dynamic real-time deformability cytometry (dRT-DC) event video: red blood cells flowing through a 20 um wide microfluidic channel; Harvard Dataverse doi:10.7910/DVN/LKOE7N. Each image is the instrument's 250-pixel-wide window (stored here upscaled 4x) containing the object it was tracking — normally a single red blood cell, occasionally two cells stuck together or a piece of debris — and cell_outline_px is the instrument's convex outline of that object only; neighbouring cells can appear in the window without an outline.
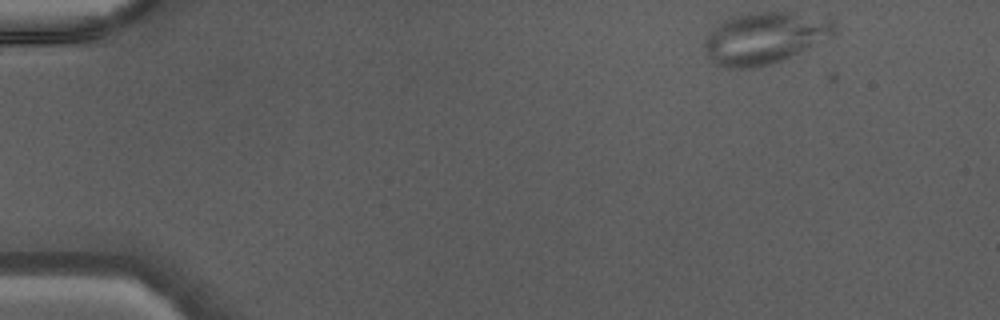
{"species": "Egyptian fruit bat (a non-hibernating species)", "species_latin": "Rousettus aegyptiacus", "temperature_condition": "warm", "stored_images_in_passage": 41, "camera_frame_rate_fps": 3000, "um_per_image_px": 0.085, "animal": {"sex": "male"}, "frame": {"image": 1, "passage_image": 1, "time_ms": 0.0, "image_size_px": [1000, 320], "cell_outline_px": [[836, 36], [772, 64], [756, 68], [728, 68], [716, 64], [708, 56], [704, 48], [704, 40], [708, 32], [724, 20], [732, 16], [748, 12], [828, 12], [836, 28]], "centroid_in_image_um": [65.12, 3.18], "position_along_channel_um": 19.9, "area_um2": 40.4}}
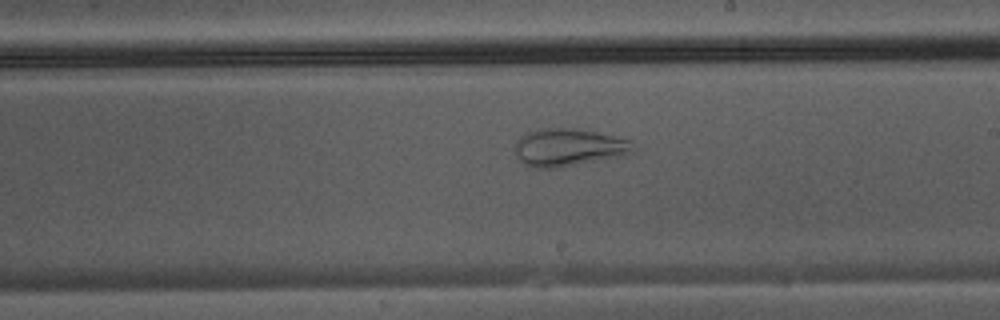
{"frame": {"image": 2, "passage_image": 23, "time_ms": 7.333, "image_size_px": [1000, 320], "cell_outline_px": [[636, 152], [624, 156], [552, 168], [528, 168], [516, 156], [516, 144], [520, 136], [528, 132], [540, 128], [580, 128], [632, 140], [636, 148]], "centroid_in_image_um": [48.38, 12.52], "position_along_channel_um": 240.6, "area_um2": 26.24}}
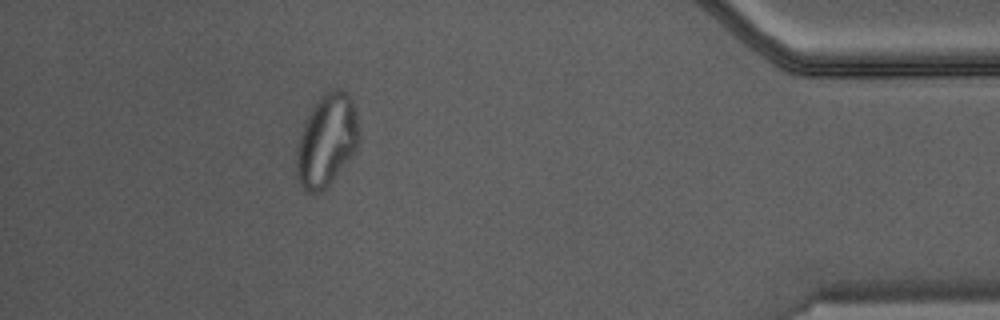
{"frame": {"image": 3, "passage_image": 37, "time_ms": 12.0, "image_size_px": [1000, 320], "cell_outline_px": [[360, 140], [356, 148], [332, 180], [320, 192], [308, 192], [304, 188], [296, 176], [296, 144], [300, 132], [316, 100], [324, 92], [332, 88], [340, 88], [352, 100], [356, 112]], "centroid_in_image_um": [27.75, 11.89], "position_along_channel_um": 407.5, "area_um2": 33.29}}